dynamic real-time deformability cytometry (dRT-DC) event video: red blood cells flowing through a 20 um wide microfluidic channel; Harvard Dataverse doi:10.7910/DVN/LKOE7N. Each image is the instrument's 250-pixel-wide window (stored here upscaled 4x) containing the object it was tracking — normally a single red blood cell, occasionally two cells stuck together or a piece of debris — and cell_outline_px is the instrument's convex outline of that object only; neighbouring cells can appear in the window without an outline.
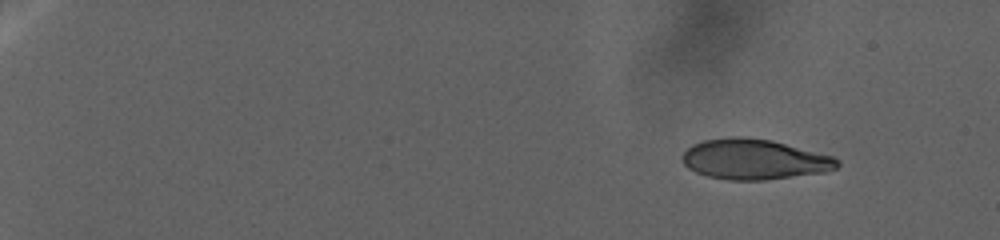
{"species": "human", "species_latin": "Homo sapiens", "temperature_condition": "warm", "stored_images_in_passage": 74, "camera_frame_rate_fps": 3000, "um_per_image_px": 0.085, "donor": {"sex": "female"}, "frame": {"image": 1, "passage_image": 1, "time_ms": 0.0, "image_size_px": [1000, 240], "cell_outline_px": [[840, 164], [836, 168], [828, 172], [764, 180], [728, 180], [708, 176], [696, 172], [688, 168], [684, 164], [680, 156], [692, 144], [704, 140], [728, 136], [748, 136], [772, 140], [832, 156], [840, 160]], "centroid_in_image_um": [64.11, 13.53], "position_along_channel_um": 20.9, "area_um2": 36.76}}
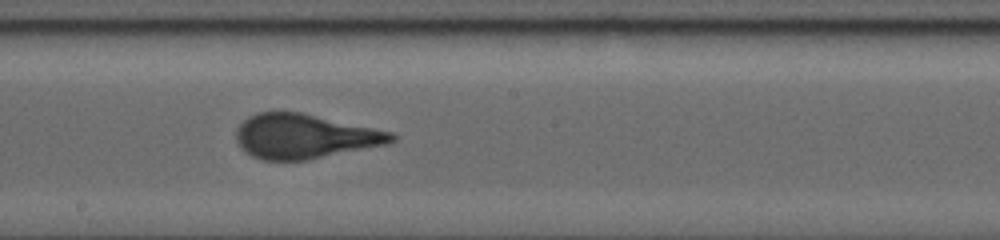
{"frame": {"image": 2, "passage_image": 56, "time_ms": 27.333, "image_size_px": [1000, 240], "cell_outline_px": [[396, 140], [388, 144], [308, 160], [260, 160], [244, 152], [240, 148], [236, 140], [236, 128], [248, 116], [256, 112], [300, 112], [396, 132]], "centroid_in_image_um": [25.9, 11.59], "position_along_channel_um": 222.3, "area_um2": 40.69}}
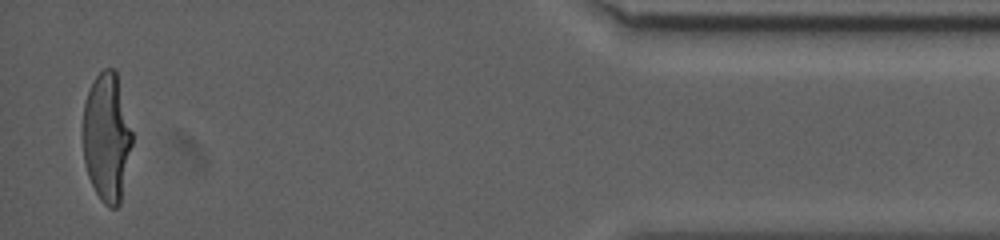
{"frame": {"image": 3, "passage_image": 73, "time_ms": 45.333, "image_size_px": [1000, 240], "cell_outline_px": [[132, 144], [120, 204], [116, 208], [108, 208], [100, 200], [88, 176], [84, 164], [84, 104], [88, 92], [96, 76], [104, 68], [116, 68], [132, 132]], "centroid_in_image_um": [9.09, 11.68], "position_along_channel_um": 426.1, "area_um2": 36.76}}